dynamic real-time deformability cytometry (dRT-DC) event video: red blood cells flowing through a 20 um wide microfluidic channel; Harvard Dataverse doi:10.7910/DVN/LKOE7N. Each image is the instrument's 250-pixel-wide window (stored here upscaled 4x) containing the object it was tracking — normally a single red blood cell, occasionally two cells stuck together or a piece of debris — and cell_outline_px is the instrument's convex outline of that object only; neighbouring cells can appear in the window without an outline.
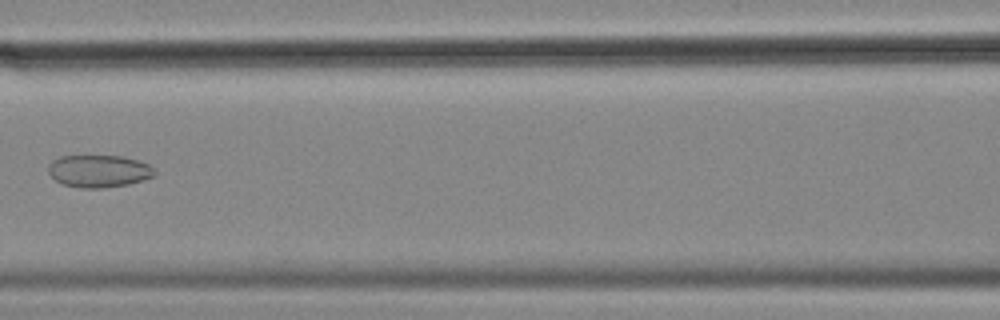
{"species": "common noctule bat (a hibernating species)", "species_latin": "Nyctalus noctula", "temperature_condition": "cold", "stored_images_in_passage": 6, "camera_frame_rate_fps": 3000, "um_per_image_px": 0.085, "animal": {"sex": "female", "body_mass_g": 18.4}, "frame": {"image": 1, "passage_image": 6, "time_ms": 1.667, "image_size_px": [1000, 320], "cell_outline_px": [[156, 176], [144, 180], [128, 184], [100, 188], [80, 188], [64, 184], [56, 180], [48, 172], [48, 164], [52, 160], [60, 156], [124, 156], [148, 164], [156, 172]], "centroid_in_image_um": [8.41, 14.54], "position_along_channel_um": 158.2, "area_um2": 20.06}}